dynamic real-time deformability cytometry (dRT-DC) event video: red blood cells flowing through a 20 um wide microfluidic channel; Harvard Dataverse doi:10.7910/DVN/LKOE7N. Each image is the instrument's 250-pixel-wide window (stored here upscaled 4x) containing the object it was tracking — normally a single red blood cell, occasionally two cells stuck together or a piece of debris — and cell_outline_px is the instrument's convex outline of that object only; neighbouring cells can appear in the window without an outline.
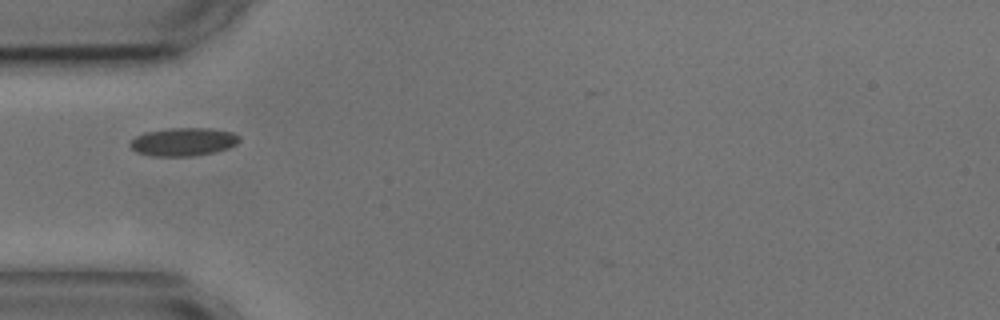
{"species": "common noctule bat (a hibernating species)", "species_latin": "Nyctalus noctula", "temperature_condition": "cold", "stored_images_in_passage": 11, "camera_frame_rate_fps": 3000, "um_per_image_px": 0.085, "animal": {"sex": "male", "body_mass_g": 17.9, "forearm_length_mm": 54.2}, "frame": {"image": 1, "passage_image": 1, "time_ms": 0.0, "image_size_px": [1000, 320], "cell_outline_px": [[240, 140], [236, 144], [228, 148], [212, 152], [192, 156], [152, 156], [136, 152], [128, 144], [136, 136], [144, 132], [172, 128], [212, 128], [232, 132], [240, 136]], "centroid_in_image_um": [15.58, 12.05], "position_along_channel_um": 69.4, "area_um2": 17.92}}
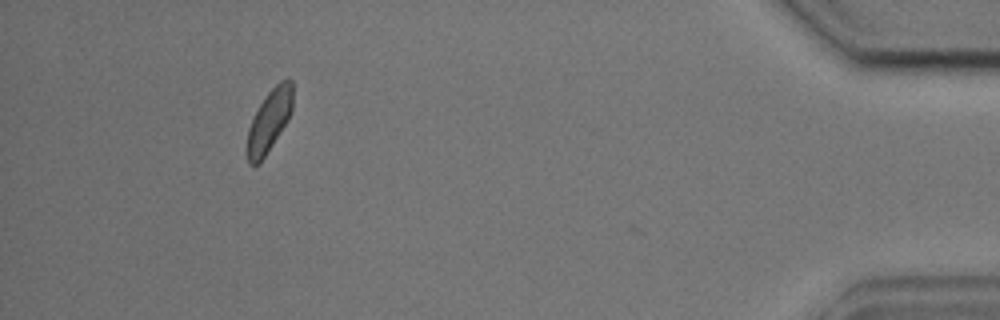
{"frame": {"image": 2, "passage_image": 10, "time_ms": 11.333, "image_size_px": [1000, 320], "cell_outline_px": [[292, 108], [288, 120], [260, 164], [248, 164], [244, 152], [244, 148], [248, 128], [260, 104], [268, 92], [280, 80], [292, 80]], "centroid_in_image_um": [22.83, 10.35], "position_along_channel_um": 412.4, "area_um2": 16.7}, "authors_computed_cell_mechanics": {"area_um2": 17.3978, "velocity_mm_per_s": 3.5926, "shape_relaxation_time_tau1_ms": 2.0882, "shape_relaxation_time_tau2_ms": null, "deformation_change_tau1": 0.0417, "deformation_change_tau2": null}}